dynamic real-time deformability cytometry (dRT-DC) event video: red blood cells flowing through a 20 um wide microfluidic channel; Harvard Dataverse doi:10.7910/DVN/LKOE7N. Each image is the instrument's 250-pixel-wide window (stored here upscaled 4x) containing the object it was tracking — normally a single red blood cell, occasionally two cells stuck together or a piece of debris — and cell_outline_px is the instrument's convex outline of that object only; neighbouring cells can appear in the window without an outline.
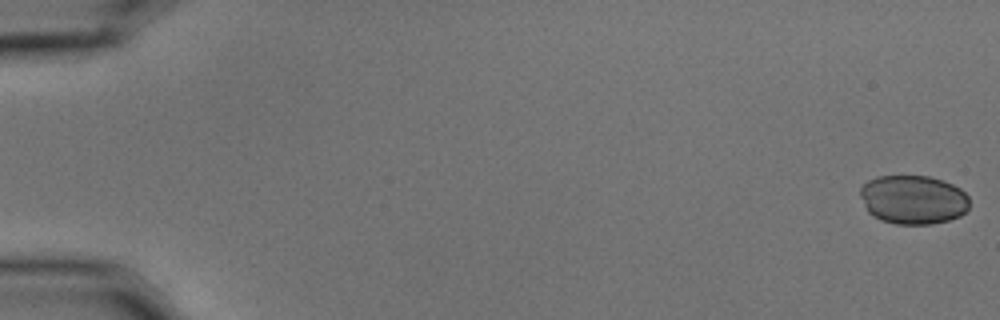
{"species": "common noctule bat (a hibernating species)", "species_latin": "Nyctalus noctula", "temperature_condition": "cold", "stored_images_in_passage": 52, "camera_frame_rate_fps": 3000, "um_per_image_px": 0.085, "animal": {"sex": "male", "body_mass_g": 15.6}, "frame": {"image": 1, "passage_image": 1, "time_ms": 0.0, "image_size_px": [1000, 320], "cell_outline_px": [[968, 208], [960, 216], [948, 220], [932, 224], [896, 224], [880, 220], [872, 216], [868, 212], [860, 196], [860, 188], [868, 180], [876, 176], [928, 176], [944, 180], [960, 188], [968, 196]], "centroid_in_image_um": [77.6, 16.97], "position_along_channel_um": 7.4, "area_um2": 31.33}}
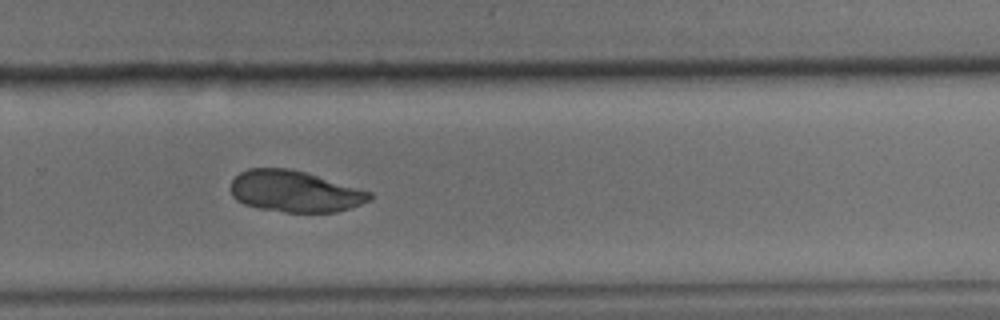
{"frame": {"image": 2, "passage_image": 39, "time_ms": 12.667, "image_size_px": [1000, 320], "cell_outline_px": [[372, 200], [336, 212], [284, 212], [260, 208], [244, 204], [236, 200], [232, 196], [232, 180], [240, 172], [248, 168], [288, 168], [304, 172], [372, 192]], "centroid_in_image_um": [25.04, 16.27], "position_along_channel_um": 304.8, "area_um2": 33.23}}